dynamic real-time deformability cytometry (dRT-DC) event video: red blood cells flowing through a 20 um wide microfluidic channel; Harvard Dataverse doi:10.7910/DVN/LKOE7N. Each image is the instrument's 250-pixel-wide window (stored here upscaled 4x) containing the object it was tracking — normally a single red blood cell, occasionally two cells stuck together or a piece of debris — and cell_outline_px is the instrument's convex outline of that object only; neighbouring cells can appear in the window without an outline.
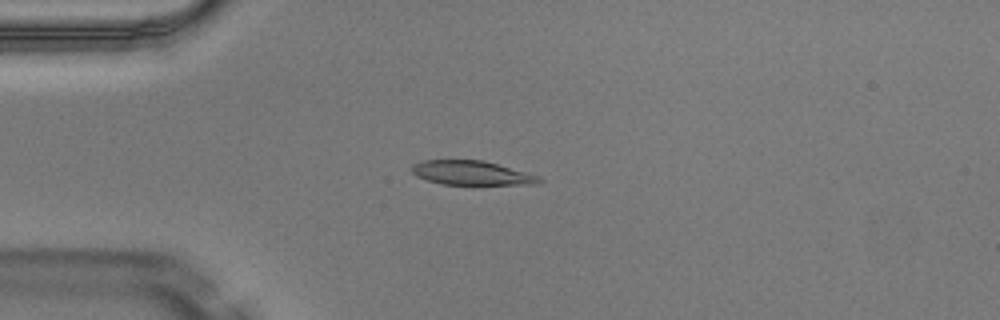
{"species": "Egyptian fruit bat (a non-hibernating species)", "species_latin": "Rousettus aegyptiacus", "temperature_condition": "warm", "stored_images_in_passage": 3, "camera_frame_rate_fps": 3000, "um_per_image_px": 0.085, "animal": {"sex": "male"}, "frame": {"image": 1, "passage_image": 3, "time_ms": 0.667, "image_size_px": [1000, 320], "cell_outline_px": [[544, 180], [540, 184], [476, 188], [440, 184], [416, 176], [412, 172], [412, 164], [420, 160], [484, 160], [540, 176]], "centroid_in_image_um": [40.18, 14.77], "position_along_channel_um": 44.8, "area_um2": 19.42}}